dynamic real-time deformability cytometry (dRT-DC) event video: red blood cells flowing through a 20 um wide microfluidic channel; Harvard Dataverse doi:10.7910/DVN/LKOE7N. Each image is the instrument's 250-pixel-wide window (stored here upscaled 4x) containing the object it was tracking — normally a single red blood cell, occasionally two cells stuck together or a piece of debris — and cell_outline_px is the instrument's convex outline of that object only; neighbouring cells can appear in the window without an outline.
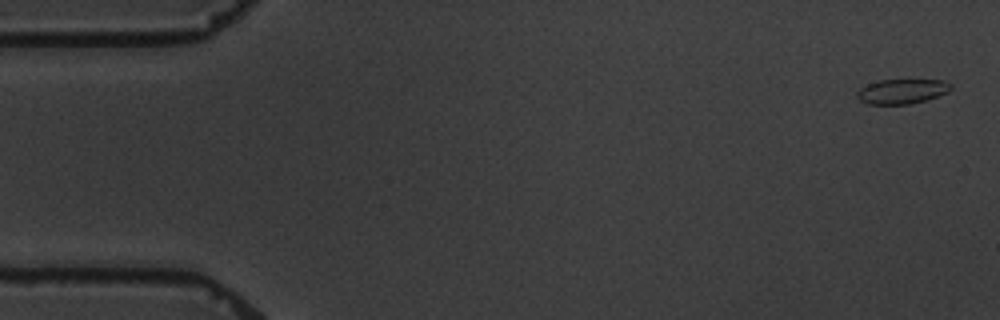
{"species": "common noctule bat (a hibernating species)", "species_latin": "Nyctalus noctula", "temperature_condition": "warm", "stored_images_in_passage": 6, "camera_frame_rate_fps": 3000, "um_per_image_px": 0.085, "animal": {"sex": "male", "body_mass_g": 19.5, "forearm_length_mm": 54.6}, "frame": {"image": 1, "passage_image": 1, "time_ms": 0.0, "image_size_px": [1000, 320], "cell_outline_px": [[952, 88], [948, 92], [924, 100], [908, 104], [868, 104], [860, 100], [856, 96], [856, 92], [860, 88], [868, 84], [880, 80], [944, 80], [952, 84]], "centroid_in_image_um": [76.66, 7.76], "position_along_channel_um": 8.3, "area_um2": 13.41}}
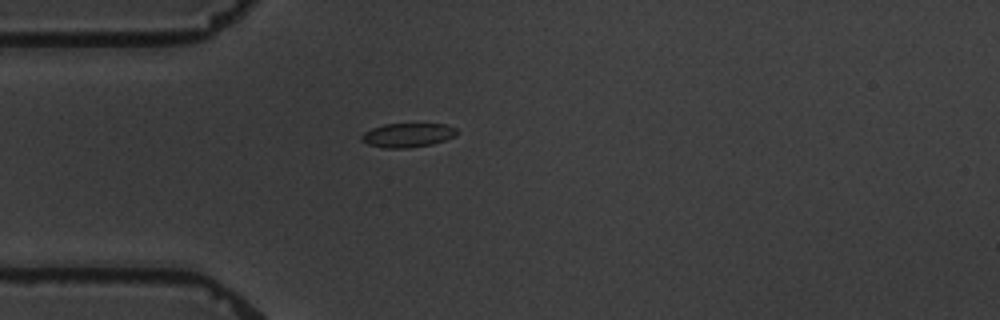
{"frame": {"image": 2, "passage_image": 5, "time_ms": 4.667, "image_size_px": [1000, 320], "cell_outline_px": [[456, 132], [452, 136], [444, 140], [432, 144], [408, 148], [384, 148], [368, 144], [360, 140], [360, 136], [364, 132], [372, 128], [384, 124], [444, 124], [456, 128]], "centroid_in_image_um": [34.59, 11.49], "position_along_channel_um": 50.4, "area_um2": 13.24}}